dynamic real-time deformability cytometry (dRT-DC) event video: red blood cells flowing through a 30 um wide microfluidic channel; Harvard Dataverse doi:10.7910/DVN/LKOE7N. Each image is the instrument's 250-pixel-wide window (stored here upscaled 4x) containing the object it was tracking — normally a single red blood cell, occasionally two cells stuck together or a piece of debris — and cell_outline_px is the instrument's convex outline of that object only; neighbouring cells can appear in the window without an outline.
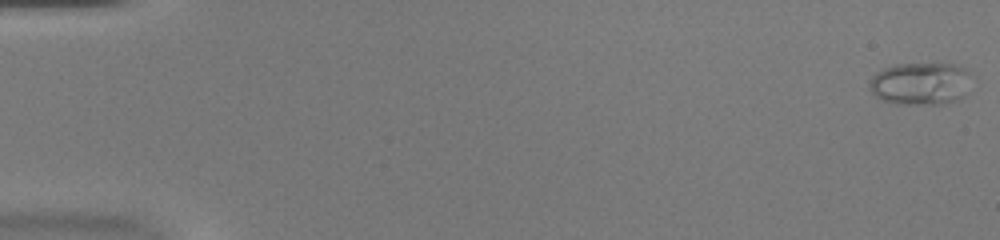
{"species": "common noctule bat (a hibernating species)", "species_latin": "Nyctalus noctula", "temperature_condition": "warm", "stored_images_in_passage": 53, "camera_frame_rate_fps": 3000, "um_per_image_px": 0.085, "animal": {"sex": "female", "body_mass_g": 20.0, "forearm_length_mm": 54.0}, "frame": {"image": 1, "passage_image": 1, "time_ms": 0.0, "image_size_px": [1000, 240], "cell_outline_px": [[968, 72], [964, 96], [960, 100], [940, 104], [896, 104], [880, 100], [868, 88], [872, 76], [876, 72], [884, 68], [896, 64], [952, 64], [964, 68]], "centroid_in_image_um": [78.17, 7.12], "position_along_channel_um": 6.8, "area_um2": 25.09}}
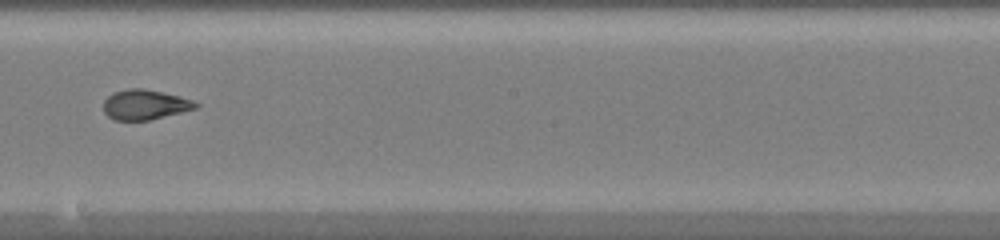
{"frame": {"image": 2, "passage_image": 31, "time_ms": 10.0, "image_size_px": [1000, 240], "cell_outline_px": [[200, 104], [196, 108], [148, 120], [112, 120], [104, 112], [104, 100], [112, 92], [128, 88], [144, 88], [180, 96], [192, 100]], "centroid_in_image_um": [12.29, 8.88], "position_along_channel_um": 235.9, "area_um2": 16.07}}
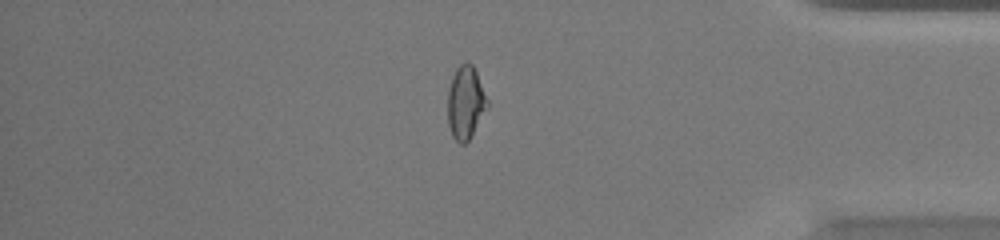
{"frame": {"image": 3, "passage_image": 45, "time_ms": 14.667, "image_size_px": [1000, 240], "cell_outline_px": [[488, 108], [468, 140], [464, 144], [460, 144], [452, 136], [448, 124], [448, 88], [452, 76], [456, 68], [460, 64], [468, 60], [472, 64], [476, 72], [488, 100]], "centroid_in_image_um": [39.56, 8.7], "position_along_channel_um": 395.6, "area_um2": 16.88}, "authors_computed_cell_mechanics": {"area_um2": 17.3978, "velocity_mm_per_s": 3.9825, "shape_relaxation_time_tau1_ms": null, "shape_relaxation_time_tau2_ms": 1.5748, "deformation_change_tau1": null, "deformation_change_tau2": 0.0741}}